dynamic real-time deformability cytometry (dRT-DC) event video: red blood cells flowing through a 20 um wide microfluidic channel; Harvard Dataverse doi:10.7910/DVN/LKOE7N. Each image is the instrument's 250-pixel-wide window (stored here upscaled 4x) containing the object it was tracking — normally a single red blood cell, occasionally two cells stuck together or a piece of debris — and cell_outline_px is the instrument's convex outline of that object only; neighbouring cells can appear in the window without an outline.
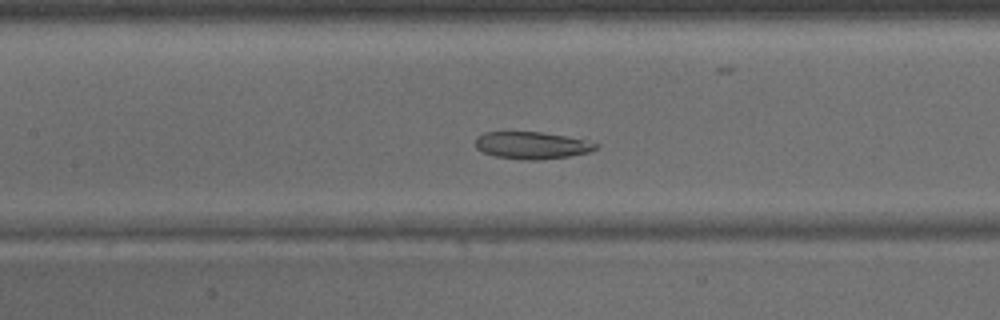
{"species": "common noctule bat (a hibernating species)", "species_latin": "Nyctalus noctula", "temperature_condition": "warm", "stored_images_in_passage": 45, "camera_frame_rate_fps": 3000, "um_per_image_px": 0.085, "animal": {"sex": "male", "body_mass_g": 15.6}, "frame": {"image": 1, "passage_image": 21, "time_ms": 6.667, "image_size_px": [1000, 320], "cell_outline_px": [[600, 144], [596, 148], [588, 152], [568, 156], [536, 160], [524, 160], [496, 156], [484, 152], [476, 148], [476, 136], [484, 132], [540, 132], [564, 136]], "centroid_in_image_um": [45.16, 12.35], "position_along_channel_um": 162.2, "area_um2": 18.73}}
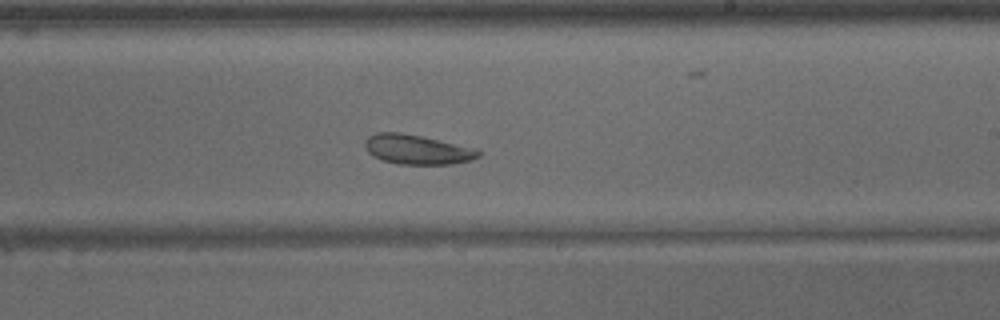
{"frame": {"image": 2, "passage_image": 27, "time_ms": 8.667, "image_size_px": [1000, 320], "cell_outline_px": [[484, 152], [480, 156], [468, 160], [452, 164], [400, 164], [384, 160], [372, 156], [368, 152], [364, 144], [364, 140], [368, 136], [376, 132], [400, 132], [420, 136], [476, 148]], "centroid_in_image_um": [35.45, 12.7], "position_along_channel_um": 253.6, "area_um2": 19.54}}
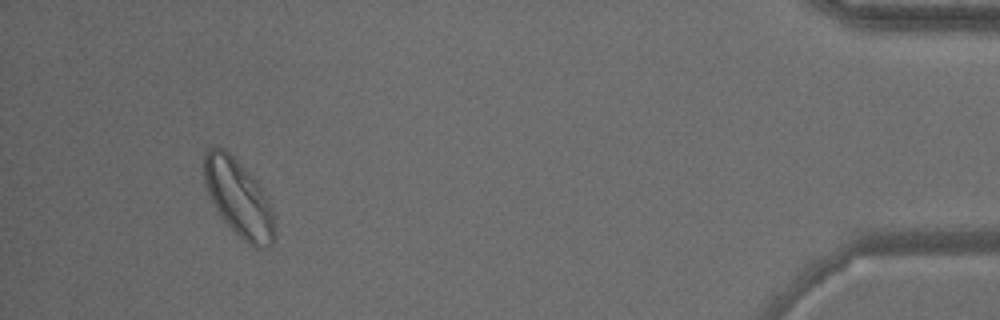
{"frame": {"image": 3, "passage_image": 42, "time_ms": 13.667, "image_size_px": [1000, 320], "cell_outline_px": [[276, 240], [268, 248], [256, 248], [244, 240], [224, 220], [216, 208], [204, 184], [204, 152], [208, 148], [224, 148], [256, 180], [268, 200], [272, 208], [276, 232]], "centroid_in_image_um": [20.31, 16.87], "position_along_channel_um": 414.9, "area_um2": 31.27}}